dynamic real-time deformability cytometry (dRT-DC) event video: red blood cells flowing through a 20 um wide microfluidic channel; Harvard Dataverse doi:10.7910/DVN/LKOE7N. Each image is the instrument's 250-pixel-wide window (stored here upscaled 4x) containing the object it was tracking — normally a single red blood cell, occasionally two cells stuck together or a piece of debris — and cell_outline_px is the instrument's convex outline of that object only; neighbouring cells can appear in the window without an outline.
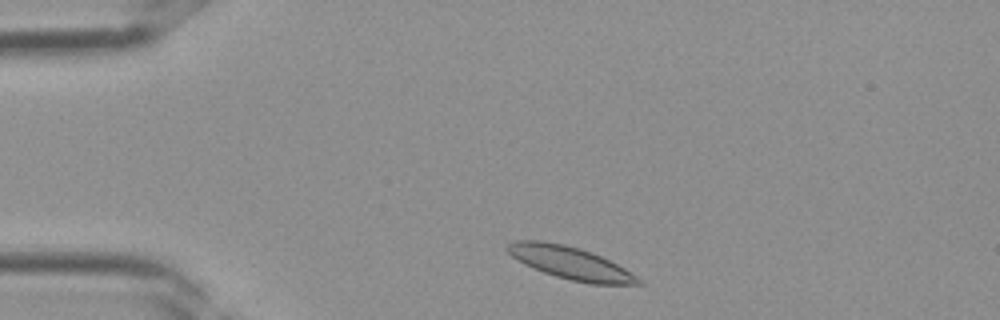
{"species": "Egyptian fruit bat (a non-hibernating species)", "species_latin": "Rousettus aegyptiacus", "temperature_condition": "room temperature", "stored_images_in_passage": 31, "camera_frame_rate_fps": 3000, "um_per_image_px": 0.085, "frame": {"image": 1, "passage_image": 2, "time_ms": 0.333, "image_size_px": [1000, 320], "cell_outline_px": [[644, 284], [588, 284], [556, 276], [544, 272], [524, 264], [516, 260], [504, 248], [504, 244], [512, 240], [540, 240], [564, 244], [580, 248], [600, 256], [624, 268], [644, 280]], "centroid_in_image_um": [48.44, 22.33], "position_along_channel_um": 36.6, "area_um2": 24.91}}
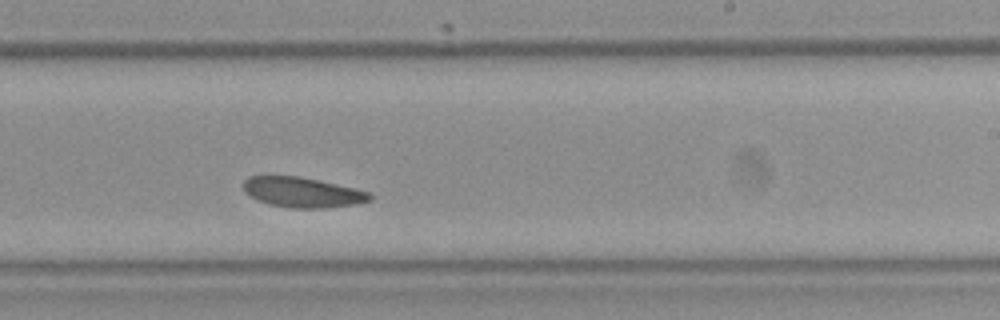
{"frame": {"image": 2, "passage_image": 17, "time_ms": 5.333, "image_size_px": [1000, 320], "cell_outline_px": [[372, 200], [356, 204], [324, 208], [292, 208], [268, 204], [256, 200], [244, 192], [244, 180], [248, 176], [300, 176], [356, 188], [372, 192]], "centroid_in_image_um": [25.73, 16.35], "position_along_channel_um": 263.3, "area_um2": 22.43}}
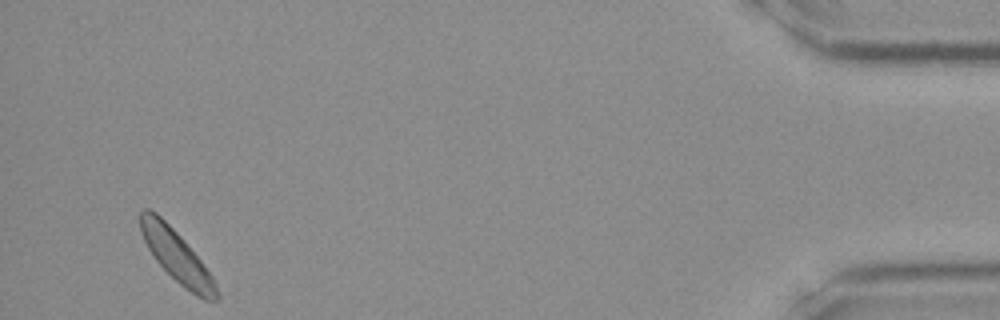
{"frame": {"image": 3, "passage_image": 30, "time_ms": 9.667, "image_size_px": [1000, 320], "cell_outline_px": [[220, 296], [216, 300], [204, 300], [196, 296], [184, 288], [156, 260], [148, 248], [140, 232], [140, 212], [144, 208], [148, 208], [156, 212], [184, 240], [200, 260], [212, 276], [216, 284]], "centroid_in_image_um": [15.02, 21.78], "position_along_channel_um": 420.2, "area_um2": 22.6}}